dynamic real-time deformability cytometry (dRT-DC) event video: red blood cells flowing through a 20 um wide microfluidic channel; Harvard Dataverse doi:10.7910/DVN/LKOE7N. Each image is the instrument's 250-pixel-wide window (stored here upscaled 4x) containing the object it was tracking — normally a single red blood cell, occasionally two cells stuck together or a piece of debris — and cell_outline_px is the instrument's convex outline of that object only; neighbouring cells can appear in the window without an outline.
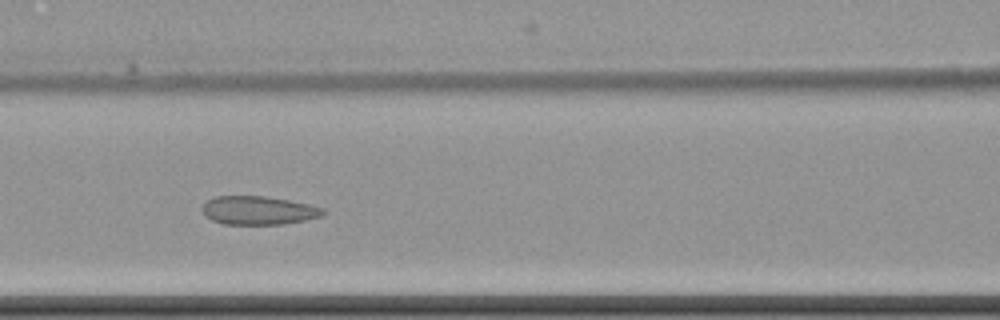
{"species": "common noctule bat (a hibernating species)", "species_latin": "Nyctalus noctula", "temperature_condition": "cold", "stored_images_in_passage": 9, "camera_frame_rate_fps": 3000, "um_per_image_px": 0.085, "animal": {"sex": "female", "body_mass_g": 22.7, "forearm_length_mm": 54.2}, "frame": {"image": 1, "passage_image": 8, "time_ms": 9.333, "image_size_px": [1000, 320], "cell_outline_px": [[324, 216], [284, 224], [224, 224], [212, 220], [204, 216], [200, 208], [208, 200], [216, 196], [264, 196], [288, 200], [308, 204], [324, 208]], "centroid_in_image_um": [21.94, 17.89], "position_along_channel_um": 144.7, "area_um2": 20.11}}
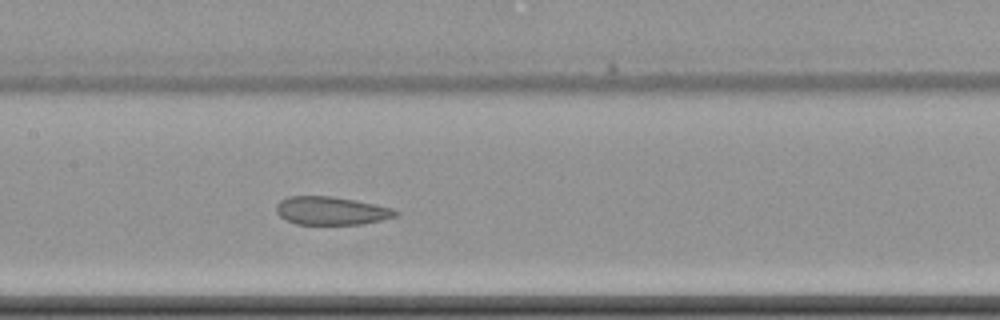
{"frame": {"image": 2, "passage_image": 9, "time_ms": 10.333, "image_size_px": [1000, 320], "cell_outline_px": [[400, 212], [396, 216], [364, 224], [296, 224], [280, 216], [276, 212], [276, 204], [280, 200], [288, 196], [332, 196], [356, 200], [392, 208]], "centroid_in_image_um": [28.15, 17.9], "position_along_channel_um": 179.3, "area_um2": 19.59}}